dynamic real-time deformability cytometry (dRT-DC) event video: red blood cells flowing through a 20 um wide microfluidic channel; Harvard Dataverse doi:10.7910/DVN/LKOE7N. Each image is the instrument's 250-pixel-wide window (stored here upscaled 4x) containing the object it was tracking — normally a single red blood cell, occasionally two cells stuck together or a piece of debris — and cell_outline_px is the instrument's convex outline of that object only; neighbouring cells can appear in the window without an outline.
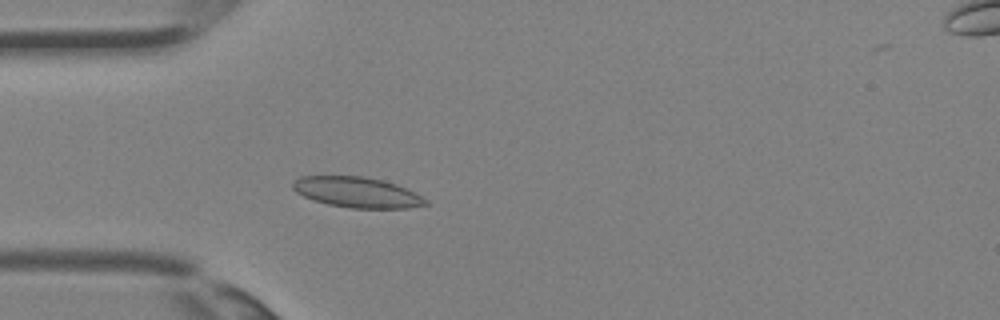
{"species": "Egyptian fruit bat (a non-hibernating species)", "species_latin": "Rousettus aegyptiacus", "temperature_condition": "room temperature", "stored_images_in_passage": 34, "camera_frame_rate_fps": 3000, "um_per_image_px": 0.085, "animal": {"sex": "female"}, "frame": {"image": 1, "passage_image": 9, "time_ms": 2.667, "image_size_px": [1000, 320], "cell_outline_px": [[428, 204], [408, 208], [348, 208], [328, 204], [304, 196], [296, 192], [292, 188], [292, 180], [300, 176], [364, 176], [384, 180], [396, 184], [428, 200]], "centroid_in_image_um": [30.31, 16.34], "position_along_channel_um": 54.7, "area_um2": 23.52}}
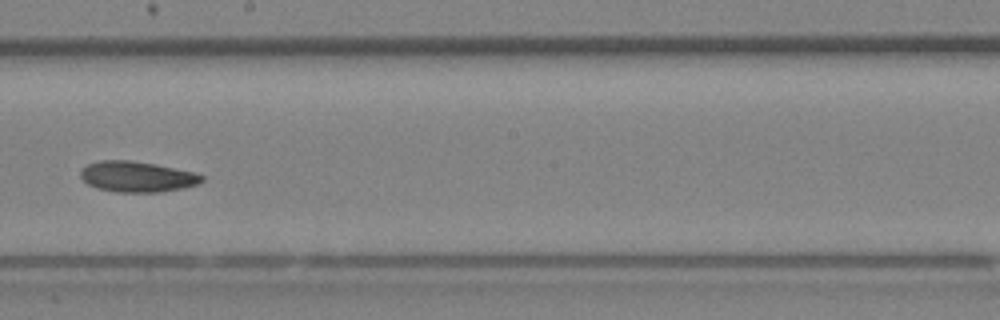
{"frame": {"image": 2, "passage_image": 19, "time_ms": 6.0, "image_size_px": [1000, 320], "cell_outline_px": [[204, 180], [196, 184], [184, 188], [160, 192], [116, 192], [96, 188], [88, 184], [80, 176], [80, 168], [88, 164], [100, 160], [128, 160], [156, 164], [196, 172], [204, 176]], "centroid_in_image_um": [11.65, 15.01], "position_along_channel_um": 236.5, "area_um2": 21.85}}
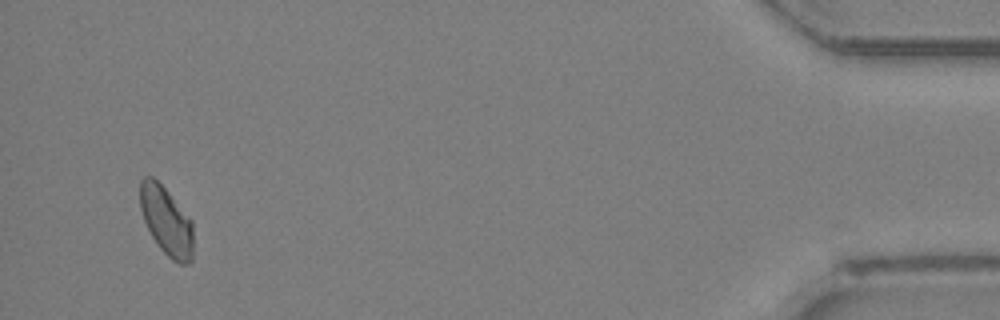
{"frame": {"image": 3, "passage_image": 33, "time_ms": 10.667, "image_size_px": [1000, 320], "cell_outline_px": [[192, 260], [188, 264], [180, 264], [172, 260], [160, 248], [152, 236], [144, 220], [140, 208], [140, 180], [144, 176], [152, 176], [168, 192], [192, 220]], "centroid_in_image_um": [14.14, 18.78], "position_along_channel_um": 421.1, "area_um2": 21.04}}